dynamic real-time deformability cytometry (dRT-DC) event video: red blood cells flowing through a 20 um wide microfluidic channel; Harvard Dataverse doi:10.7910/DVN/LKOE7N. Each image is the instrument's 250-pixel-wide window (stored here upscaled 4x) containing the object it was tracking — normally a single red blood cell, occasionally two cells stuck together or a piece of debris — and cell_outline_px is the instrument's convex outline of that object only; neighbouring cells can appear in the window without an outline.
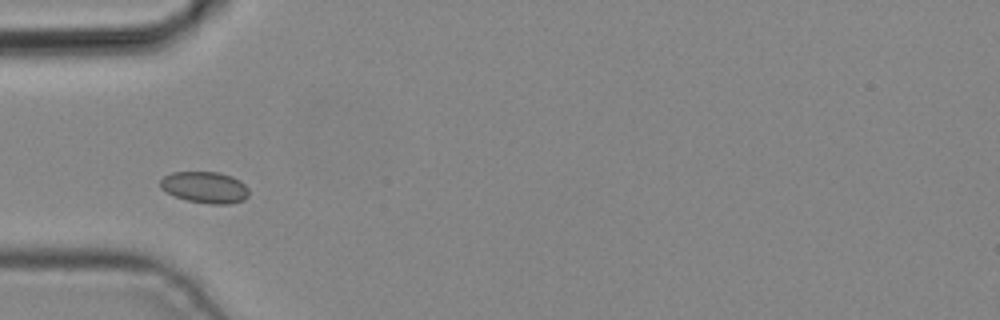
{"species": "common noctule bat (a hibernating species)", "species_latin": "Nyctalus noctula", "temperature_condition": "cold", "stored_images_in_passage": 2, "camera_frame_rate_fps": 3000, "um_per_image_px": 0.085, "animal": {"sex": "male", "body_mass_g": 19.2, "forearm_length_mm": 51.8}, "frame": {"image": 1, "passage_image": 2, "time_ms": 0.333, "image_size_px": [1000, 320], "cell_outline_px": [[248, 196], [244, 200], [228, 204], [208, 204], [188, 200], [164, 192], [160, 188], [160, 180], [164, 176], [172, 172], [220, 172], [232, 176], [240, 180], [248, 188]], "centroid_in_image_um": [17.41, 15.92], "position_along_channel_um": 67.6, "area_um2": 16.36}}